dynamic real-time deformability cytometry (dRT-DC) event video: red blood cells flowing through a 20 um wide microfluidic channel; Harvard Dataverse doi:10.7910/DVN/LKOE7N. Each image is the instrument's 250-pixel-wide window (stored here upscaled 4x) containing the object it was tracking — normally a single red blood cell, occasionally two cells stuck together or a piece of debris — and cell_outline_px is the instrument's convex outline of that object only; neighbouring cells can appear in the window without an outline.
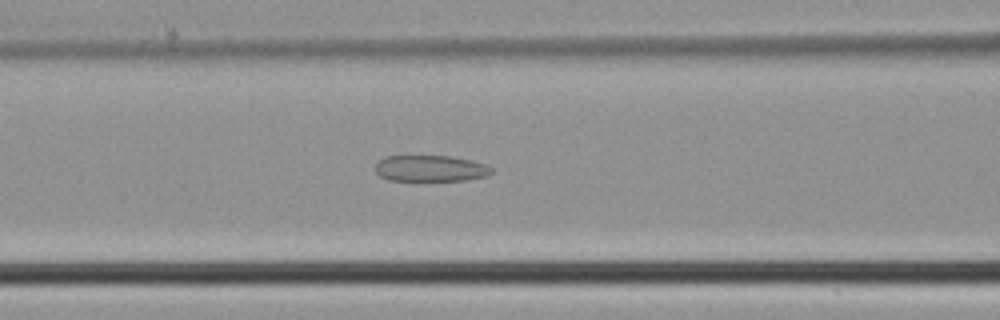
{"species": "common noctule bat (a hibernating species)", "species_latin": "Nyctalus noctula", "temperature_condition": "cold", "stored_images_in_passage": 47, "camera_frame_rate_fps": 3000, "um_per_image_px": 0.085, "animal": {"sex": "male", "body_mass_g": 21.5, "forearm_length_mm": 52.0}, "frame": {"image": 1, "passage_image": 20, "time_ms": 6.333, "image_size_px": [1000, 320], "cell_outline_px": [[492, 172], [488, 176], [464, 180], [388, 180], [380, 176], [376, 172], [376, 164], [384, 156], [452, 156], [484, 164], [492, 168]], "centroid_in_image_um": [36.58, 14.31], "position_along_channel_um": 130.0, "area_um2": 17.57}}
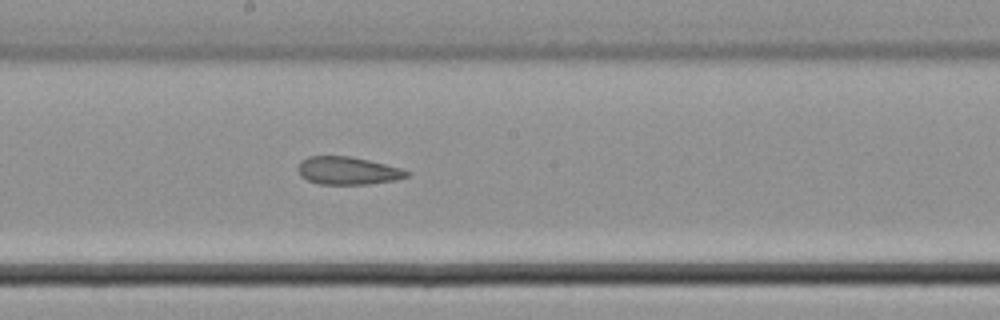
{"frame": {"image": 2, "passage_image": 26, "time_ms": 8.333, "image_size_px": [1000, 320], "cell_outline_px": [[412, 172], [408, 176], [396, 180], [368, 184], [320, 184], [308, 180], [300, 176], [296, 168], [300, 160], [308, 156], [352, 156], [400, 168]], "centroid_in_image_um": [29.53, 14.5], "position_along_channel_um": 218.7, "area_um2": 17.74}}
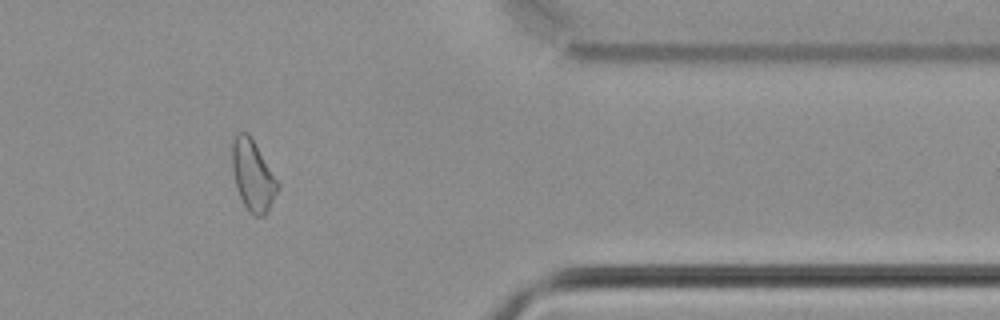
{"frame": {"image": 3, "passage_image": 39, "time_ms": 12.667, "image_size_px": [1000, 320], "cell_outline_px": [[280, 188], [268, 212], [264, 216], [256, 216], [248, 212], [236, 188], [232, 172], [232, 140], [236, 132], [248, 132], [280, 184]], "centroid_in_image_um": [21.49, 14.93], "position_along_channel_um": 389.9, "area_um2": 19.02}}